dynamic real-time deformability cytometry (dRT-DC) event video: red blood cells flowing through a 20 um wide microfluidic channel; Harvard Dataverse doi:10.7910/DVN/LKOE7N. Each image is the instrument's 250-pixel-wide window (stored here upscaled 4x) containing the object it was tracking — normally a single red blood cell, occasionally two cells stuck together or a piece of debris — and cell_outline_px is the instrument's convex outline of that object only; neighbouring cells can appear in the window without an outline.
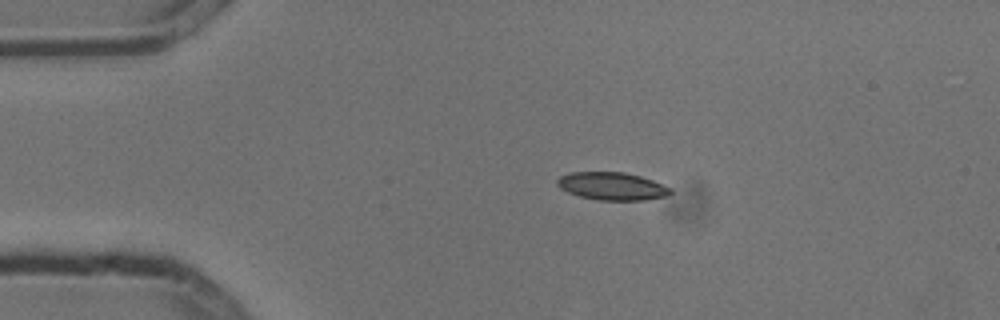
{"species": "common noctule bat (a hibernating species)", "species_latin": "Nyctalus noctula", "temperature_condition": "cold", "stored_images_in_passage": 6, "camera_frame_rate_fps": 3000, "um_per_image_px": 0.085, "animal": {"sex": "male", "body_mass_g": 13.3}, "frame": {"image": 1, "passage_image": 2, "time_ms": 0.333, "image_size_px": [1000, 320], "cell_outline_px": [[672, 192], [668, 196], [644, 200], [596, 200], [580, 196], [568, 192], [560, 188], [556, 184], [556, 180], [560, 176], [572, 172], [624, 172], [640, 176], [652, 180], [672, 188]], "centroid_in_image_um": [52.03, 15.83], "position_along_channel_um": 33.0, "area_um2": 18.38}}
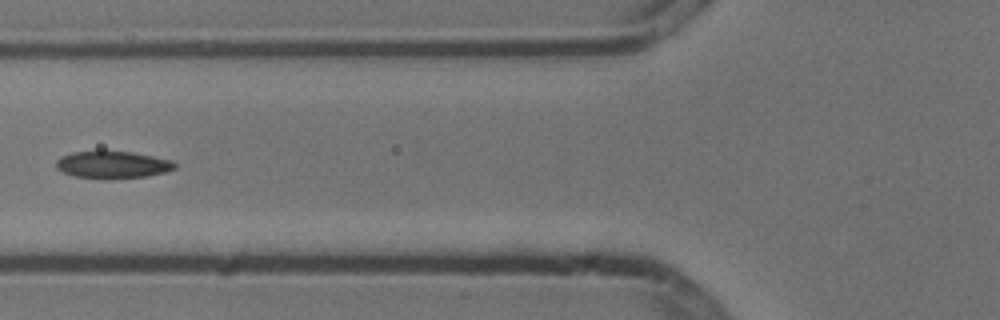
{"frame": {"image": 2, "passage_image": 5, "time_ms": 1.333, "image_size_px": [1000, 320], "cell_outline_px": [[176, 168], [164, 172], [148, 176], [76, 176], [64, 172], [56, 168], [56, 160], [72, 152], [132, 152], [172, 160], [176, 164]], "centroid_in_image_um": [9.61, 13.96], "position_along_channel_um": 116.2, "area_um2": 17.63}}
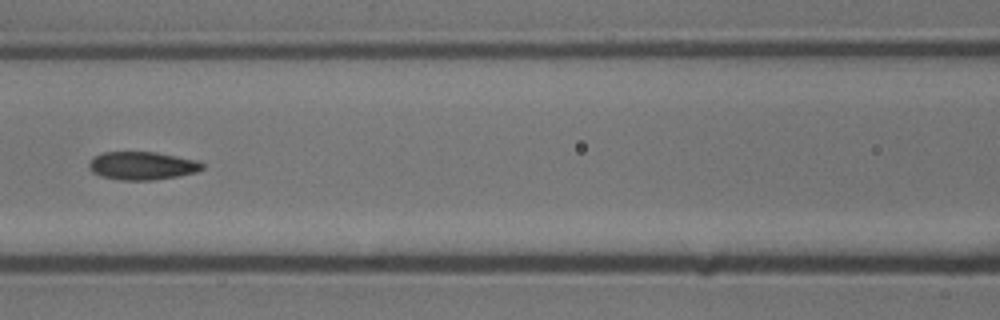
{"frame": {"image": 3, "passage_image": 6, "time_ms": 1.667, "image_size_px": [1000, 320], "cell_outline_px": [[204, 168], [196, 172], [176, 176], [152, 180], [120, 180], [100, 176], [92, 172], [88, 168], [88, 164], [96, 156], [104, 152], [156, 152], [196, 160], [204, 164]], "centroid_in_image_um": [12.08, 14.09], "position_along_channel_um": 154.5, "area_um2": 18.44}}